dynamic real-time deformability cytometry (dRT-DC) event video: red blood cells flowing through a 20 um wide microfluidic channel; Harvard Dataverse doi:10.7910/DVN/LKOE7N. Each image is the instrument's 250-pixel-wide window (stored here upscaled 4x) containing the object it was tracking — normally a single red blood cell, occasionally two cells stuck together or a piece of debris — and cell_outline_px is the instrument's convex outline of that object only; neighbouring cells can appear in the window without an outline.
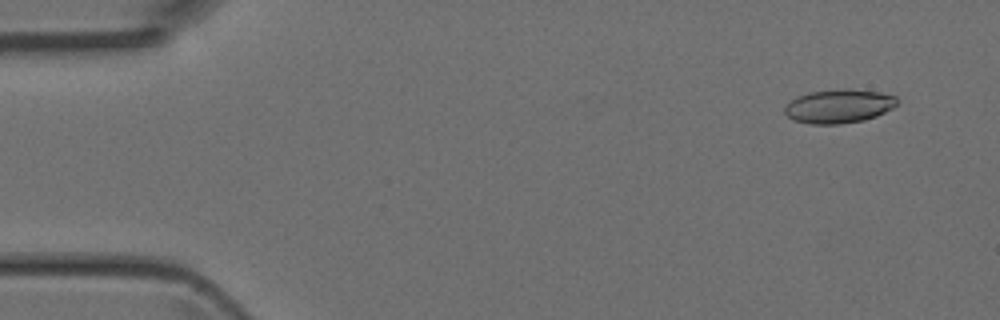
{"species": "Egyptian fruit bat (a non-hibernating species)", "species_latin": "Rousettus aegyptiacus", "temperature_condition": "room temperature", "stored_images_in_passage": 47, "camera_frame_rate_fps": 3000, "um_per_image_px": 0.085, "animal": {"sex": "female"}, "frame": {"image": 1, "passage_image": 4, "time_ms": 1.0, "image_size_px": [1000, 320], "cell_outline_px": [[896, 104], [892, 108], [876, 116], [864, 120], [840, 124], [808, 124], [792, 120], [784, 112], [784, 108], [792, 100], [800, 96], [812, 92], [844, 88], [880, 92], [896, 96]], "centroid_in_image_um": [71.3, 9.03], "position_along_channel_um": 13.7, "area_um2": 21.96}}
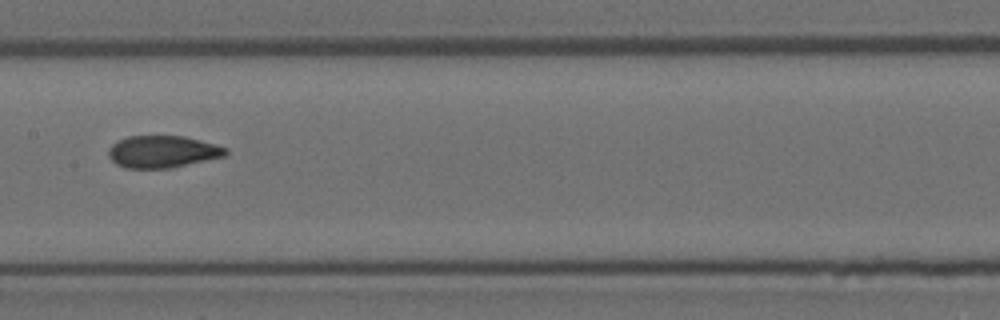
{"frame": {"image": 2, "passage_image": 24, "time_ms": 7.667, "image_size_px": [1000, 320], "cell_outline_px": [[228, 152], [224, 156], [172, 168], [124, 168], [116, 164], [108, 156], [108, 148], [112, 144], [128, 136], [184, 136], [200, 140], [228, 148]], "centroid_in_image_um": [13.8, 12.9], "position_along_channel_um": 193.6, "area_um2": 21.91}}
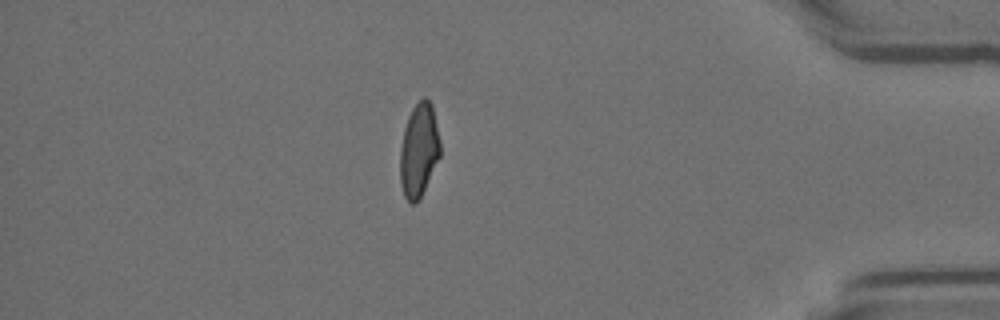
{"frame": {"image": 3, "passage_image": 41, "time_ms": 13.333, "image_size_px": [1000, 320], "cell_outline_px": [[440, 156], [416, 204], [408, 204], [404, 196], [400, 184], [400, 148], [404, 128], [408, 116], [412, 108], [424, 96], [432, 104], [440, 140]], "centroid_in_image_um": [35.59, 12.77], "position_along_channel_um": 399.6, "area_um2": 21.85}}